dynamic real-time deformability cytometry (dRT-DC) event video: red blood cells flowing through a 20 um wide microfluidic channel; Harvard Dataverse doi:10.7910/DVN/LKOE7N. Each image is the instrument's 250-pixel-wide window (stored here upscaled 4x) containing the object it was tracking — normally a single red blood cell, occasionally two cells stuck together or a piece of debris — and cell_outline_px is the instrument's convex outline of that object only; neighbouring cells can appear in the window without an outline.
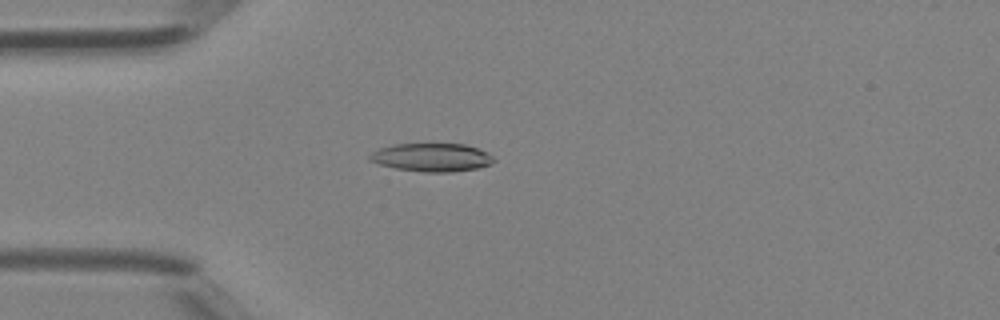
{"species": "Egyptian fruit bat (a non-hibernating species)", "species_latin": "Rousettus aegyptiacus", "temperature_condition": "room temperature", "stored_images_in_passage": 42, "camera_frame_rate_fps": 3000, "um_per_image_px": 0.085, "animal": {"sex": "female"}, "frame": {"image": 1, "passage_image": 12, "time_ms": 3.667, "image_size_px": [1000, 320], "cell_outline_px": [[496, 160], [492, 164], [480, 168], [452, 172], [424, 172], [396, 168], [380, 164], [368, 160], [368, 156], [376, 148], [392, 144], [464, 144], [488, 152]], "centroid_in_image_um": [36.7, 13.38], "position_along_channel_um": 48.3, "area_um2": 20.63}}
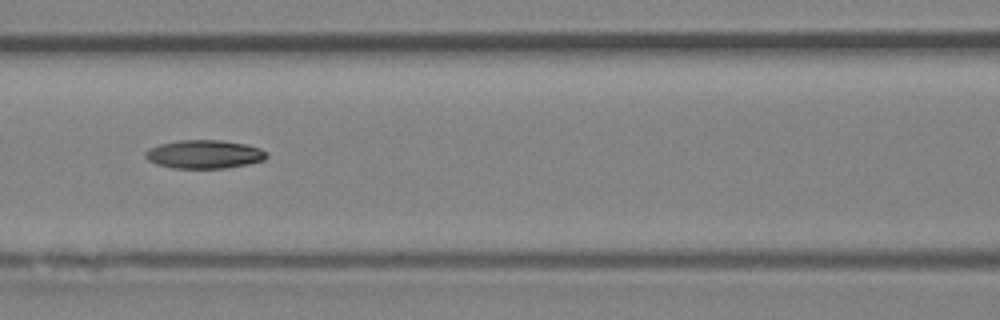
{"frame": {"image": 2, "passage_image": 19, "time_ms": 6.0, "image_size_px": [1000, 320], "cell_outline_px": [[268, 156], [264, 160], [248, 164], [228, 168], [172, 168], [156, 164], [148, 160], [144, 156], [144, 152], [148, 148], [160, 144], [180, 140], [220, 140], [248, 144], [260, 148], [268, 152]], "centroid_in_image_um": [17.37, 13.11], "position_along_channel_um": 149.2, "area_um2": 20.35}}
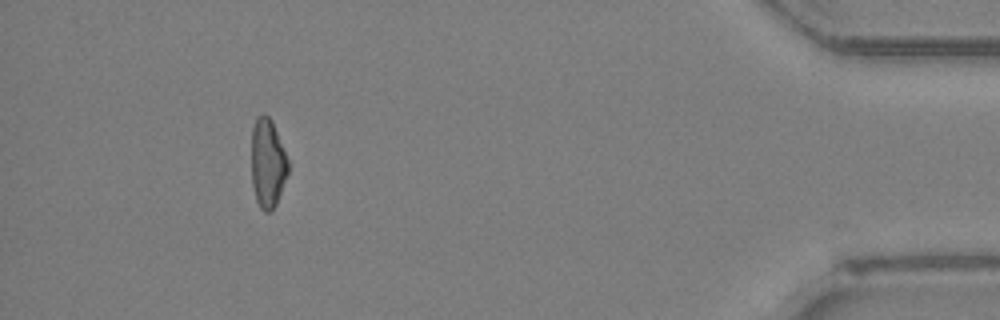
{"frame": {"image": 3, "passage_image": 39, "time_ms": 12.667, "image_size_px": [1000, 320], "cell_outline_px": [[288, 172], [276, 204], [268, 212], [264, 212], [260, 208], [256, 200], [252, 184], [252, 128], [256, 116], [264, 112], [272, 120], [288, 160]], "centroid_in_image_um": [22.73, 13.84], "position_along_channel_um": 412.5, "area_um2": 18.96}}